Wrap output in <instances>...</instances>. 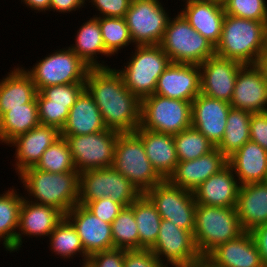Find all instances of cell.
<instances>
[{"label": "cell", "mask_w": 267, "mask_h": 267, "mask_svg": "<svg viewBox=\"0 0 267 267\" xmlns=\"http://www.w3.org/2000/svg\"><path fill=\"white\" fill-rule=\"evenodd\" d=\"M141 193L113 167L86 170L80 173L79 199L81 205L110 197L123 207L130 206Z\"/></svg>", "instance_id": "30bf717a"}, {"label": "cell", "mask_w": 267, "mask_h": 267, "mask_svg": "<svg viewBox=\"0 0 267 267\" xmlns=\"http://www.w3.org/2000/svg\"><path fill=\"white\" fill-rule=\"evenodd\" d=\"M60 137L61 133L57 128L39 124L12 140L7 146L16 147L12 163L16 175L29 167H34L44 151Z\"/></svg>", "instance_id": "ac0fdd59"}, {"label": "cell", "mask_w": 267, "mask_h": 267, "mask_svg": "<svg viewBox=\"0 0 267 267\" xmlns=\"http://www.w3.org/2000/svg\"><path fill=\"white\" fill-rule=\"evenodd\" d=\"M227 163L240 185L266 182L267 151L251 140L227 158Z\"/></svg>", "instance_id": "484cf974"}, {"label": "cell", "mask_w": 267, "mask_h": 267, "mask_svg": "<svg viewBox=\"0 0 267 267\" xmlns=\"http://www.w3.org/2000/svg\"><path fill=\"white\" fill-rule=\"evenodd\" d=\"M4 76L0 79V117L9 108L24 107L37 94L35 84L23 65L17 64Z\"/></svg>", "instance_id": "4dcf8cb0"}, {"label": "cell", "mask_w": 267, "mask_h": 267, "mask_svg": "<svg viewBox=\"0 0 267 267\" xmlns=\"http://www.w3.org/2000/svg\"><path fill=\"white\" fill-rule=\"evenodd\" d=\"M179 267H215L206 257H202L199 261L182 265Z\"/></svg>", "instance_id": "db71d44e"}, {"label": "cell", "mask_w": 267, "mask_h": 267, "mask_svg": "<svg viewBox=\"0 0 267 267\" xmlns=\"http://www.w3.org/2000/svg\"><path fill=\"white\" fill-rule=\"evenodd\" d=\"M118 132L106 129L87 135H61L70 147L76 170L109 168L113 166Z\"/></svg>", "instance_id": "7c38bea8"}, {"label": "cell", "mask_w": 267, "mask_h": 267, "mask_svg": "<svg viewBox=\"0 0 267 267\" xmlns=\"http://www.w3.org/2000/svg\"><path fill=\"white\" fill-rule=\"evenodd\" d=\"M22 193L16 187L0 193V244L8 252H16V234L19 227Z\"/></svg>", "instance_id": "1f68e13d"}, {"label": "cell", "mask_w": 267, "mask_h": 267, "mask_svg": "<svg viewBox=\"0 0 267 267\" xmlns=\"http://www.w3.org/2000/svg\"><path fill=\"white\" fill-rule=\"evenodd\" d=\"M150 250L162 263L172 267L187 265L202 258L193 233L165 219H162L157 241Z\"/></svg>", "instance_id": "5bb4252c"}, {"label": "cell", "mask_w": 267, "mask_h": 267, "mask_svg": "<svg viewBox=\"0 0 267 267\" xmlns=\"http://www.w3.org/2000/svg\"><path fill=\"white\" fill-rule=\"evenodd\" d=\"M65 217L77 230L88 257L113 248L111 224L96 217L84 205L76 204L65 214Z\"/></svg>", "instance_id": "2e32d148"}, {"label": "cell", "mask_w": 267, "mask_h": 267, "mask_svg": "<svg viewBox=\"0 0 267 267\" xmlns=\"http://www.w3.org/2000/svg\"><path fill=\"white\" fill-rule=\"evenodd\" d=\"M192 102L161 95H150L141 100V123L143 129L178 134L191 127Z\"/></svg>", "instance_id": "9c48e42d"}, {"label": "cell", "mask_w": 267, "mask_h": 267, "mask_svg": "<svg viewBox=\"0 0 267 267\" xmlns=\"http://www.w3.org/2000/svg\"><path fill=\"white\" fill-rule=\"evenodd\" d=\"M85 5H87L86 0H50L49 12L53 11L66 15V13L70 14V12L76 10L80 12L82 8L86 7Z\"/></svg>", "instance_id": "681fc988"}, {"label": "cell", "mask_w": 267, "mask_h": 267, "mask_svg": "<svg viewBox=\"0 0 267 267\" xmlns=\"http://www.w3.org/2000/svg\"><path fill=\"white\" fill-rule=\"evenodd\" d=\"M130 207L137 223L139 250L151 249L157 241L162 218L145 194H141Z\"/></svg>", "instance_id": "836d02e7"}, {"label": "cell", "mask_w": 267, "mask_h": 267, "mask_svg": "<svg viewBox=\"0 0 267 267\" xmlns=\"http://www.w3.org/2000/svg\"><path fill=\"white\" fill-rule=\"evenodd\" d=\"M255 66L260 70L262 77L267 83V56L259 55V57L257 58L255 62Z\"/></svg>", "instance_id": "f5cc1de1"}, {"label": "cell", "mask_w": 267, "mask_h": 267, "mask_svg": "<svg viewBox=\"0 0 267 267\" xmlns=\"http://www.w3.org/2000/svg\"><path fill=\"white\" fill-rule=\"evenodd\" d=\"M36 100L40 124L61 131L69 115V109L66 106L47 105V99L40 92H37Z\"/></svg>", "instance_id": "7bdbcfd3"}, {"label": "cell", "mask_w": 267, "mask_h": 267, "mask_svg": "<svg viewBox=\"0 0 267 267\" xmlns=\"http://www.w3.org/2000/svg\"><path fill=\"white\" fill-rule=\"evenodd\" d=\"M251 233L259 249L263 264L267 267V224L255 227Z\"/></svg>", "instance_id": "f907efd6"}, {"label": "cell", "mask_w": 267, "mask_h": 267, "mask_svg": "<svg viewBox=\"0 0 267 267\" xmlns=\"http://www.w3.org/2000/svg\"><path fill=\"white\" fill-rule=\"evenodd\" d=\"M87 19L75 33V44H70L69 47L90 68H108L110 66L107 63L105 65V60L98 59L99 55L111 57L102 39L99 20L96 17Z\"/></svg>", "instance_id": "f546056e"}, {"label": "cell", "mask_w": 267, "mask_h": 267, "mask_svg": "<svg viewBox=\"0 0 267 267\" xmlns=\"http://www.w3.org/2000/svg\"><path fill=\"white\" fill-rule=\"evenodd\" d=\"M84 90L85 83H72L45 87L39 92L47 99V105L66 106L70 110Z\"/></svg>", "instance_id": "b9f144b4"}, {"label": "cell", "mask_w": 267, "mask_h": 267, "mask_svg": "<svg viewBox=\"0 0 267 267\" xmlns=\"http://www.w3.org/2000/svg\"><path fill=\"white\" fill-rule=\"evenodd\" d=\"M112 167L125 176L141 194L164 180L153 168L143 142L135 132L118 134Z\"/></svg>", "instance_id": "52a82bcc"}, {"label": "cell", "mask_w": 267, "mask_h": 267, "mask_svg": "<svg viewBox=\"0 0 267 267\" xmlns=\"http://www.w3.org/2000/svg\"><path fill=\"white\" fill-rule=\"evenodd\" d=\"M180 14L215 47L219 43L225 17L222 0H188Z\"/></svg>", "instance_id": "7402d4cb"}, {"label": "cell", "mask_w": 267, "mask_h": 267, "mask_svg": "<svg viewBox=\"0 0 267 267\" xmlns=\"http://www.w3.org/2000/svg\"><path fill=\"white\" fill-rule=\"evenodd\" d=\"M162 3L161 0L131 1L124 18L134 46L161 43L171 16Z\"/></svg>", "instance_id": "8fae6325"}, {"label": "cell", "mask_w": 267, "mask_h": 267, "mask_svg": "<svg viewBox=\"0 0 267 267\" xmlns=\"http://www.w3.org/2000/svg\"><path fill=\"white\" fill-rule=\"evenodd\" d=\"M134 132L142 140L146 155L153 168L164 180L168 179L179 162L174 136L146 130L141 126Z\"/></svg>", "instance_id": "4316f807"}, {"label": "cell", "mask_w": 267, "mask_h": 267, "mask_svg": "<svg viewBox=\"0 0 267 267\" xmlns=\"http://www.w3.org/2000/svg\"><path fill=\"white\" fill-rule=\"evenodd\" d=\"M240 184L227 164L210 176L194 191L197 204L216 207H236Z\"/></svg>", "instance_id": "d4e9b609"}, {"label": "cell", "mask_w": 267, "mask_h": 267, "mask_svg": "<svg viewBox=\"0 0 267 267\" xmlns=\"http://www.w3.org/2000/svg\"><path fill=\"white\" fill-rule=\"evenodd\" d=\"M251 116L252 113L249 111L230 108L222 141L217 146L227 158L250 140Z\"/></svg>", "instance_id": "d590c367"}, {"label": "cell", "mask_w": 267, "mask_h": 267, "mask_svg": "<svg viewBox=\"0 0 267 267\" xmlns=\"http://www.w3.org/2000/svg\"><path fill=\"white\" fill-rule=\"evenodd\" d=\"M99 20L102 39L106 51L113 57L121 49L134 46L125 18L96 17Z\"/></svg>", "instance_id": "74e56055"}, {"label": "cell", "mask_w": 267, "mask_h": 267, "mask_svg": "<svg viewBox=\"0 0 267 267\" xmlns=\"http://www.w3.org/2000/svg\"><path fill=\"white\" fill-rule=\"evenodd\" d=\"M64 217L65 215L54 207L23 198L16 234V252L20 251L25 237H40V239L41 237H44L43 239L49 237Z\"/></svg>", "instance_id": "ffe728a7"}, {"label": "cell", "mask_w": 267, "mask_h": 267, "mask_svg": "<svg viewBox=\"0 0 267 267\" xmlns=\"http://www.w3.org/2000/svg\"><path fill=\"white\" fill-rule=\"evenodd\" d=\"M145 195L162 219L194 233L197 203L192 191L171 184L167 179L148 190Z\"/></svg>", "instance_id": "4fadbf2b"}, {"label": "cell", "mask_w": 267, "mask_h": 267, "mask_svg": "<svg viewBox=\"0 0 267 267\" xmlns=\"http://www.w3.org/2000/svg\"><path fill=\"white\" fill-rule=\"evenodd\" d=\"M21 3L36 13H48L50 8V0H21Z\"/></svg>", "instance_id": "816d5d0a"}, {"label": "cell", "mask_w": 267, "mask_h": 267, "mask_svg": "<svg viewBox=\"0 0 267 267\" xmlns=\"http://www.w3.org/2000/svg\"><path fill=\"white\" fill-rule=\"evenodd\" d=\"M249 131L250 140L267 151V112L252 113Z\"/></svg>", "instance_id": "c3c4849f"}, {"label": "cell", "mask_w": 267, "mask_h": 267, "mask_svg": "<svg viewBox=\"0 0 267 267\" xmlns=\"http://www.w3.org/2000/svg\"><path fill=\"white\" fill-rule=\"evenodd\" d=\"M39 124L36 97L30 103L24 104V107L9 108L0 117V143L7 146L17 136Z\"/></svg>", "instance_id": "d6a6232c"}, {"label": "cell", "mask_w": 267, "mask_h": 267, "mask_svg": "<svg viewBox=\"0 0 267 267\" xmlns=\"http://www.w3.org/2000/svg\"><path fill=\"white\" fill-rule=\"evenodd\" d=\"M89 1V2H88ZM132 0H86L91 3L98 14L93 17H125Z\"/></svg>", "instance_id": "f6af8a7d"}, {"label": "cell", "mask_w": 267, "mask_h": 267, "mask_svg": "<svg viewBox=\"0 0 267 267\" xmlns=\"http://www.w3.org/2000/svg\"><path fill=\"white\" fill-rule=\"evenodd\" d=\"M241 62L218 55L209 57L200 66V93L230 103Z\"/></svg>", "instance_id": "9a60e30c"}, {"label": "cell", "mask_w": 267, "mask_h": 267, "mask_svg": "<svg viewBox=\"0 0 267 267\" xmlns=\"http://www.w3.org/2000/svg\"><path fill=\"white\" fill-rule=\"evenodd\" d=\"M206 258L215 267H266L251 231L218 245Z\"/></svg>", "instance_id": "cb8c5ba5"}, {"label": "cell", "mask_w": 267, "mask_h": 267, "mask_svg": "<svg viewBox=\"0 0 267 267\" xmlns=\"http://www.w3.org/2000/svg\"><path fill=\"white\" fill-rule=\"evenodd\" d=\"M34 168L50 173L77 171L67 140L64 137L57 139L44 151Z\"/></svg>", "instance_id": "ab89813d"}, {"label": "cell", "mask_w": 267, "mask_h": 267, "mask_svg": "<svg viewBox=\"0 0 267 267\" xmlns=\"http://www.w3.org/2000/svg\"><path fill=\"white\" fill-rule=\"evenodd\" d=\"M124 249L112 248L91 255L87 264L90 267H123Z\"/></svg>", "instance_id": "7dc6e473"}, {"label": "cell", "mask_w": 267, "mask_h": 267, "mask_svg": "<svg viewBox=\"0 0 267 267\" xmlns=\"http://www.w3.org/2000/svg\"><path fill=\"white\" fill-rule=\"evenodd\" d=\"M154 94L192 102L200 94V66L170 63L158 78Z\"/></svg>", "instance_id": "d6986e66"}, {"label": "cell", "mask_w": 267, "mask_h": 267, "mask_svg": "<svg viewBox=\"0 0 267 267\" xmlns=\"http://www.w3.org/2000/svg\"><path fill=\"white\" fill-rule=\"evenodd\" d=\"M230 108L229 102L200 93L192 101L191 126L217 147L222 141Z\"/></svg>", "instance_id": "e0dca14e"}, {"label": "cell", "mask_w": 267, "mask_h": 267, "mask_svg": "<svg viewBox=\"0 0 267 267\" xmlns=\"http://www.w3.org/2000/svg\"><path fill=\"white\" fill-rule=\"evenodd\" d=\"M17 176L26 191L23 197L31 202L54 207L64 215L78 204V171L50 173L29 167Z\"/></svg>", "instance_id": "7a4b0ae2"}, {"label": "cell", "mask_w": 267, "mask_h": 267, "mask_svg": "<svg viewBox=\"0 0 267 267\" xmlns=\"http://www.w3.org/2000/svg\"><path fill=\"white\" fill-rule=\"evenodd\" d=\"M80 267H90V266L87 263H85V264H81Z\"/></svg>", "instance_id": "9f6ffc18"}, {"label": "cell", "mask_w": 267, "mask_h": 267, "mask_svg": "<svg viewBox=\"0 0 267 267\" xmlns=\"http://www.w3.org/2000/svg\"><path fill=\"white\" fill-rule=\"evenodd\" d=\"M243 232L235 207L197 204L193 236L202 257H206L218 245L237 238Z\"/></svg>", "instance_id": "5b68a950"}, {"label": "cell", "mask_w": 267, "mask_h": 267, "mask_svg": "<svg viewBox=\"0 0 267 267\" xmlns=\"http://www.w3.org/2000/svg\"><path fill=\"white\" fill-rule=\"evenodd\" d=\"M171 63L200 65L215 55V46L177 12L169 18L163 39L159 44Z\"/></svg>", "instance_id": "8992f818"}, {"label": "cell", "mask_w": 267, "mask_h": 267, "mask_svg": "<svg viewBox=\"0 0 267 267\" xmlns=\"http://www.w3.org/2000/svg\"><path fill=\"white\" fill-rule=\"evenodd\" d=\"M173 136L179 161L194 160L215 148L201 132L192 126Z\"/></svg>", "instance_id": "f35d334b"}, {"label": "cell", "mask_w": 267, "mask_h": 267, "mask_svg": "<svg viewBox=\"0 0 267 267\" xmlns=\"http://www.w3.org/2000/svg\"><path fill=\"white\" fill-rule=\"evenodd\" d=\"M123 267H169L150 249L125 250Z\"/></svg>", "instance_id": "bcb514c9"}, {"label": "cell", "mask_w": 267, "mask_h": 267, "mask_svg": "<svg viewBox=\"0 0 267 267\" xmlns=\"http://www.w3.org/2000/svg\"><path fill=\"white\" fill-rule=\"evenodd\" d=\"M260 55H266L267 56V24L264 29V38H263V49Z\"/></svg>", "instance_id": "11a10c76"}, {"label": "cell", "mask_w": 267, "mask_h": 267, "mask_svg": "<svg viewBox=\"0 0 267 267\" xmlns=\"http://www.w3.org/2000/svg\"><path fill=\"white\" fill-rule=\"evenodd\" d=\"M89 69L69 46L45 55L30 69L24 68L31 76L37 92L49 86L85 83Z\"/></svg>", "instance_id": "ba28073f"}, {"label": "cell", "mask_w": 267, "mask_h": 267, "mask_svg": "<svg viewBox=\"0 0 267 267\" xmlns=\"http://www.w3.org/2000/svg\"><path fill=\"white\" fill-rule=\"evenodd\" d=\"M113 248L139 250V234L133 209L124 207L111 224Z\"/></svg>", "instance_id": "8d00e7d4"}, {"label": "cell", "mask_w": 267, "mask_h": 267, "mask_svg": "<svg viewBox=\"0 0 267 267\" xmlns=\"http://www.w3.org/2000/svg\"><path fill=\"white\" fill-rule=\"evenodd\" d=\"M100 110L85 89L70 108L61 135H87L106 130Z\"/></svg>", "instance_id": "f1b7e54d"}, {"label": "cell", "mask_w": 267, "mask_h": 267, "mask_svg": "<svg viewBox=\"0 0 267 267\" xmlns=\"http://www.w3.org/2000/svg\"><path fill=\"white\" fill-rule=\"evenodd\" d=\"M267 21H256L225 14L221 38L215 54L242 64H255L263 49Z\"/></svg>", "instance_id": "3957f363"}, {"label": "cell", "mask_w": 267, "mask_h": 267, "mask_svg": "<svg viewBox=\"0 0 267 267\" xmlns=\"http://www.w3.org/2000/svg\"><path fill=\"white\" fill-rule=\"evenodd\" d=\"M235 208L244 231L267 224V182L240 185Z\"/></svg>", "instance_id": "83f0119b"}, {"label": "cell", "mask_w": 267, "mask_h": 267, "mask_svg": "<svg viewBox=\"0 0 267 267\" xmlns=\"http://www.w3.org/2000/svg\"><path fill=\"white\" fill-rule=\"evenodd\" d=\"M85 89L97 104L107 129L131 133L140 126L141 100L126 88L116 68H90Z\"/></svg>", "instance_id": "6da1fadb"}, {"label": "cell", "mask_w": 267, "mask_h": 267, "mask_svg": "<svg viewBox=\"0 0 267 267\" xmlns=\"http://www.w3.org/2000/svg\"><path fill=\"white\" fill-rule=\"evenodd\" d=\"M230 105L251 113L267 112V83L255 64L240 68Z\"/></svg>", "instance_id": "44dd1931"}, {"label": "cell", "mask_w": 267, "mask_h": 267, "mask_svg": "<svg viewBox=\"0 0 267 267\" xmlns=\"http://www.w3.org/2000/svg\"><path fill=\"white\" fill-rule=\"evenodd\" d=\"M225 14L240 18L267 21L266 0H222Z\"/></svg>", "instance_id": "60d3db41"}, {"label": "cell", "mask_w": 267, "mask_h": 267, "mask_svg": "<svg viewBox=\"0 0 267 267\" xmlns=\"http://www.w3.org/2000/svg\"><path fill=\"white\" fill-rule=\"evenodd\" d=\"M48 238L51 253L59 256L56 259L63 258L67 262L68 259L74 260V257L80 258L81 256L82 260L79 259L80 263L78 264L87 262L89 257L84 252L77 230L66 217L55 227Z\"/></svg>", "instance_id": "e575fe53"}, {"label": "cell", "mask_w": 267, "mask_h": 267, "mask_svg": "<svg viewBox=\"0 0 267 267\" xmlns=\"http://www.w3.org/2000/svg\"><path fill=\"white\" fill-rule=\"evenodd\" d=\"M227 164V157L215 147L209 153L194 160L179 161L167 180L177 187L193 192Z\"/></svg>", "instance_id": "603a6c76"}, {"label": "cell", "mask_w": 267, "mask_h": 267, "mask_svg": "<svg viewBox=\"0 0 267 267\" xmlns=\"http://www.w3.org/2000/svg\"><path fill=\"white\" fill-rule=\"evenodd\" d=\"M96 217L112 224L120 211L124 208L120 203L115 202L110 197H104L95 201H89L84 205Z\"/></svg>", "instance_id": "ee69618b"}, {"label": "cell", "mask_w": 267, "mask_h": 267, "mask_svg": "<svg viewBox=\"0 0 267 267\" xmlns=\"http://www.w3.org/2000/svg\"><path fill=\"white\" fill-rule=\"evenodd\" d=\"M120 69L126 88L140 100L153 95L160 75L171 63L160 45L134 46ZM124 67V68H123Z\"/></svg>", "instance_id": "277c9868"}]
</instances>
